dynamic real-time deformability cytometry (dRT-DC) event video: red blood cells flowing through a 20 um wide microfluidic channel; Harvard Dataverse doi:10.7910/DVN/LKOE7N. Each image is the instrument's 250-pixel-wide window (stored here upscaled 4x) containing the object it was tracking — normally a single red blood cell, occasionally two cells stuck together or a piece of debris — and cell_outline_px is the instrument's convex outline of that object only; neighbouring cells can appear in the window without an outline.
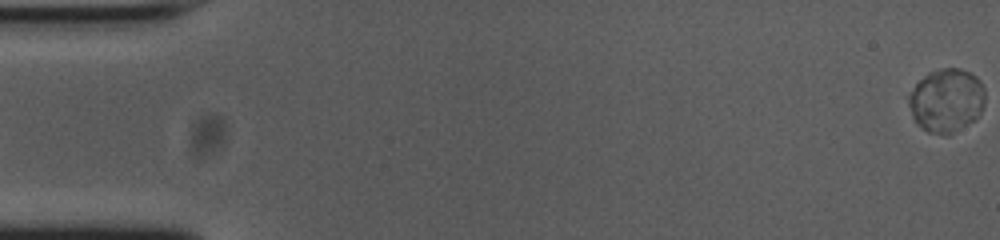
{"species": "common noctule bat (a hibernating species)", "species_latin": "Nyctalus noctula", "temperature_condition": "cold", "stored_images_in_passage": 56, "camera_frame_rate_fps": 3000, "um_per_image_px": 0.085, "animal": {"sex": "female", "body_mass_g": 23.0, "forearm_length_mm": 53.4}, "frame": {"image": 1, "passage_image": 1, "time_ms": 0.0, "image_size_px": [1000, 240], "cell_outline_px": [[984, 104], [976, 120], [948, 136], [944, 136], [928, 132], [916, 124], [912, 116], [908, 104], [908, 96], [912, 88], [928, 72], [944, 68], [960, 68], [976, 76], [980, 80], [984, 88]], "centroid_in_image_um": [80.44, 8.56], "position_along_channel_um": 4.6, "area_um2": 28.67}}
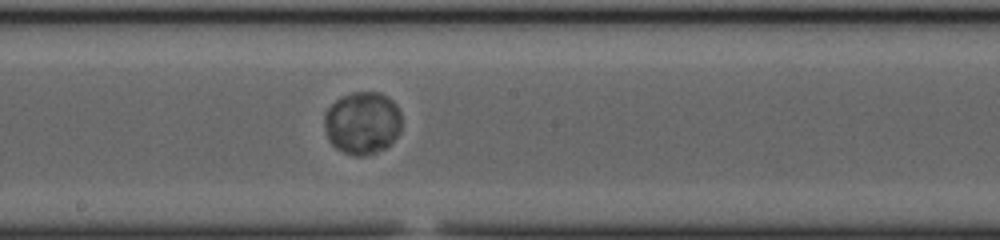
{"frame": {"image": 2, "passage_image": 31, "time_ms": 10.0, "image_size_px": [1000, 240], "cell_outline_px": [[400, 132], [384, 148], [364, 156], [356, 156], [344, 152], [336, 148], [328, 140], [324, 124], [324, 112], [340, 96], [352, 92], [380, 92], [388, 96], [396, 104], [400, 112]], "centroid_in_image_um": [30.78, 10.42], "position_along_channel_um": 217.4, "area_um2": 28.21}}
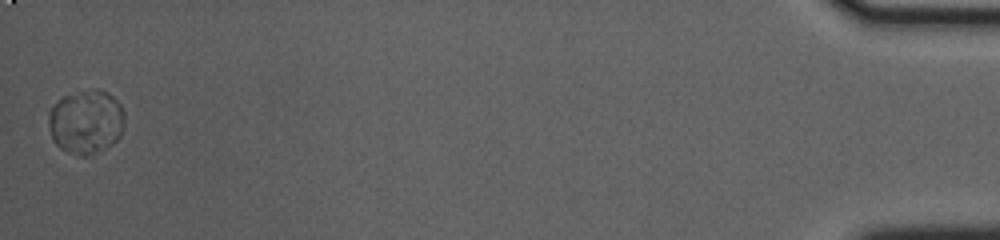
{"frame": {"image": 3, "passage_image": 56, "time_ms": 18.333, "image_size_px": [1000, 240], "cell_outline_px": [[124, 124], [120, 136], [112, 144], [104, 148], [84, 156], [80, 156], [68, 152], [60, 148], [52, 140], [48, 124], [48, 112], [64, 96], [92, 88], [96, 88], [112, 96], [120, 104], [124, 112]], "centroid_in_image_um": [7.31, 10.35], "position_along_channel_um": 427.9, "area_um2": 28.21}, "authors_computed_cell_mechanics": {"area_um2": 28.0908, "velocity_mm_per_s": 3.6575, "shape_relaxation_time_tau1_ms": 1.9455, "shape_relaxation_time_tau2_ms": null, "deformation_change_tau1": 0.0123, "deformation_change_tau2": null}}